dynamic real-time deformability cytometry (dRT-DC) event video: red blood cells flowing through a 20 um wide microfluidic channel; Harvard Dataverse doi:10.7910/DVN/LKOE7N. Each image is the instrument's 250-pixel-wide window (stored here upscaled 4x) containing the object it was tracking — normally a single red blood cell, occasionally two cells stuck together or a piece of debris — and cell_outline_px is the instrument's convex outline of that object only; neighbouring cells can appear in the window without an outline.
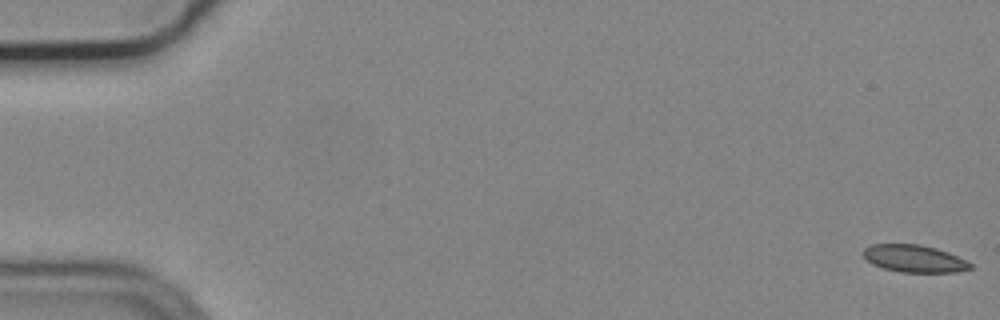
{"species": "common noctule bat (a hibernating species)", "species_latin": "Nyctalus noctula", "temperature_condition": "cold", "stored_images_in_passage": 5, "camera_frame_rate_fps": 3000, "um_per_image_px": 0.085, "animal": {"sex": "male", "body_mass_g": 19.2, "forearm_length_mm": 51.8}, "frame": {"image": 1, "passage_image": 1, "time_ms": 0.0, "image_size_px": [1000, 320], "cell_outline_px": [[972, 268], [956, 272], [900, 272], [884, 268], [872, 264], [864, 256], [864, 248], [872, 244], [920, 244], [936, 248], [948, 252], [972, 264]], "centroid_in_image_um": [77.71, 21.98], "position_along_channel_um": 7.3, "area_um2": 16.88}}